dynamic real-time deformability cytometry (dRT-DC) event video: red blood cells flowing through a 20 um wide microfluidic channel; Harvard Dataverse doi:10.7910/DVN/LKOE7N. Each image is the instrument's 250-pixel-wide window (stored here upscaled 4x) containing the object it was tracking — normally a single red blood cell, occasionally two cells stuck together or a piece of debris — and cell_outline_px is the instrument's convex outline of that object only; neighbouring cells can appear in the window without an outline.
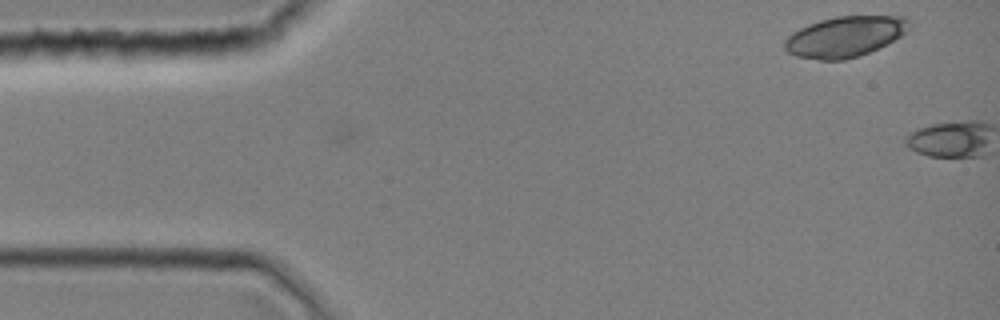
{"species": "common noctule bat (a hibernating species)", "species_latin": "Nyctalus noctula", "temperature_condition": "room temperature", "stored_images_in_passage": 2, "camera_frame_rate_fps": 3000, "um_per_image_px": 0.085, "animal": {"sex": "female", "body_mass_g": 19.0, "forearm_length_mm": 51.5}, "frame": {"image": 1, "passage_image": 1, "time_ms": 0.0, "image_size_px": [1000, 320], "cell_outline_px": [[912, 24], [908, 32], [868, 52], [844, 60], [820, 60], [796, 56], [788, 52], [784, 48], [784, 40], [792, 32], [808, 24], [820, 20], [836, 16], [904, 16]], "centroid_in_image_um": [71.81, 3.1], "position_along_channel_um": 13.2, "area_um2": 29.36}}